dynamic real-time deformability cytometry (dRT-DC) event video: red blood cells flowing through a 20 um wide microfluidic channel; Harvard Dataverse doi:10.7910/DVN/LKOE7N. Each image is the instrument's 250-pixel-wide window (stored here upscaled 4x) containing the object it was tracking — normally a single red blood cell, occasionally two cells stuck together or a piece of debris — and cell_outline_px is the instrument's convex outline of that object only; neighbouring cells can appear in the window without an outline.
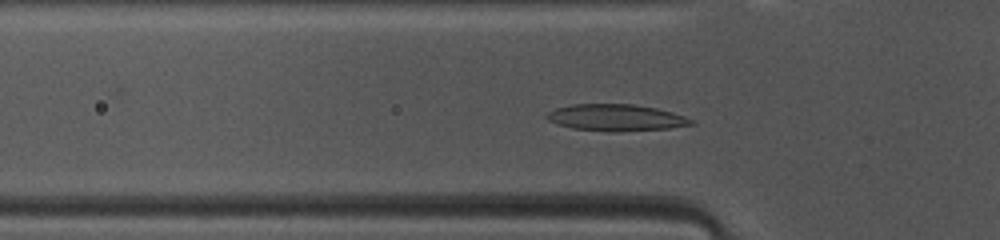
{"species": "common noctule bat (a hibernating species)", "species_latin": "Nyctalus noctula", "temperature_condition": "warm", "stored_images_in_passage": 38, "camera_frame_rate_fps": 3000, "um_per_image_px": 0.085, "animal": {"sex": "female", "body_mass_g": 10.0, "forearm_length_mm": 53.1}, "frame": {"image": 1, "passage_image": 5, "time_ms": 1.333, "image_size_px": [1000, 240], "cell_outline_px": [[696, 124], [668, 128], [616, 132], [572, 128], [556, 124], [548, 120], [544, 116], [548, 112], [556, 108], [572, 104], [632, 104], [656, 108], [672, 112], [696, 120]], "centroid_in_image_um": [52.37, 10.0], "position_along_channel_um": 73.4, "area_um2": 22.48}}
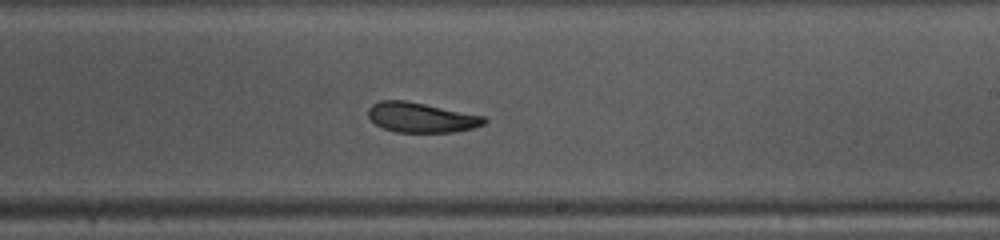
{"frame": {"image": 2, "passage_image": 18, "time_ms": 5.667, "image_size_px": [1000, 240], "cell_outline_px": [[488, 120], [484, 124], [472, 128], [452, 132], [396, 132], [384, 128], [376, 124], [368, 116], [368, 108], [372, 104], [380, 100], [404, 100], [484, 116]], "centroid_in_image_um": [35.78, 9.98], "position_along_channel_um": 253.2, "area_um2": 20.0}}
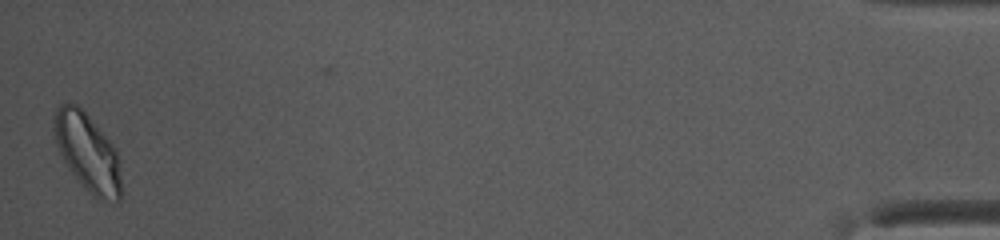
{"frame": {"image": 3, "passage_image": 38, "time_ms": 12.333, "image_size_px": [1000, 240], "cell_outline_px": [[120, 204], [116, 204], [100, 200], [88, 192], [68, 168], [56, 144], [52, 128], [52, 124], [56, 108], [60, 104], [76, 104], [88, 116], [116, 148], [120, 160]], "centroid_in_image_um": [7.45, 12.99], "position_along_channel_um": 427.7, "area_um2": 30.58}, "authors_computed_cell_mechanics": {"area_um2": 21.2126, "velocity_mm_per_s": 4.1294, "shape_relaxation_time_tau1_ms": 3.5626, "shape_relaxation_time_tau2_ms": 2.4794, "deformation_change_tau1": 0.1391, "deformation_change_tau2": 0.087}}